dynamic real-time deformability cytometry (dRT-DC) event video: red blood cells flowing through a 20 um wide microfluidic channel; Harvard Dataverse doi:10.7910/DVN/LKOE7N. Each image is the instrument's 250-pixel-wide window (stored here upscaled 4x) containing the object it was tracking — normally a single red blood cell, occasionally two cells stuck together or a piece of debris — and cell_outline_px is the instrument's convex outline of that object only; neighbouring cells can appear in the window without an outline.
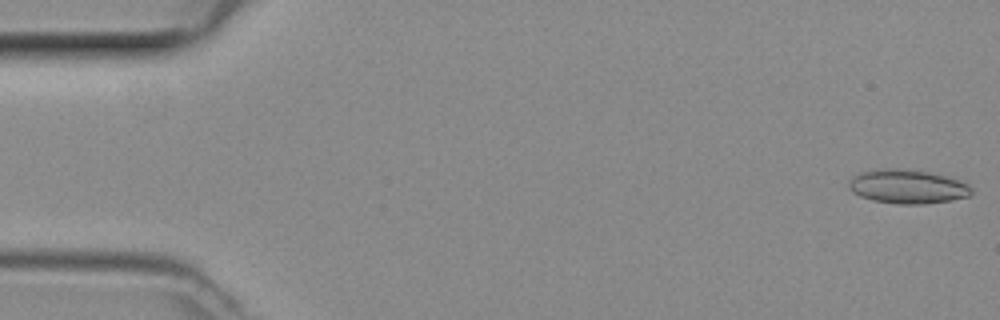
{"species": "common noctule bat (a hibernating species)", "species_latin": "Nyctalus noctula", "temperature_condition": "room temperature", "stored_images_in_passage": 11, "camera_frame_rate_fps": 3000, "um_per_image_px": 0.085, "animal": {"sex": "female", "body_mass_g": 29.2, "forearm_length_mm": 56.3}, "frame": {"image": 1, "passage_image": 1, "time_ms": 0.0, "image_size_px": [1000, 320], "cell_outline_px": [[972, 192], [968, 196], [948, 200], [924, 204], [900, 204], [872, 200], [860, 196], [852, 192], [848, 188], [848, 184], [852, 176], [860, 172], [880, 168], [900, 168], [928, 172], [948, 176], [960, 180], [968, 184], [972, 188]], "centroid_in_image_um": [77.11, 15.84], "position_along_channel_um": 7.9, "area_um2": 24.39}}